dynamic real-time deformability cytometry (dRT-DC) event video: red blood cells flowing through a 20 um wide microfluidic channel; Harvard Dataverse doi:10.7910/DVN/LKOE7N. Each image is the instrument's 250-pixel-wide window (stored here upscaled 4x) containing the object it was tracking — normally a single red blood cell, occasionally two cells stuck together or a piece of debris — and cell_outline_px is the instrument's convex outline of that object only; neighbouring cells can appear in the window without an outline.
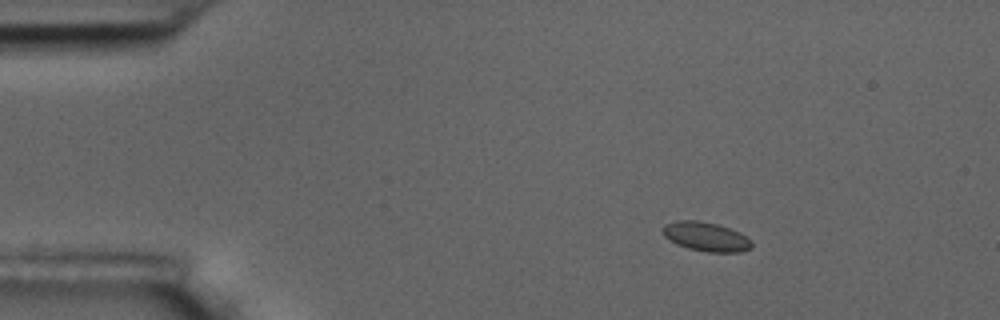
{"species": "common noctule bat (a hibernating species)", "species_latin": "Nyctalus noctula", "temperature_condition": "room temperature", "stored_images_in_passage": 50, "camera_frame_rate_fps": 3000, "um_per_image_px": 0.085, "animal": {"sex": "male", "body_mass_g": 17.5, "forearm_length_mm": 52.3}, "frame": {"image": 1, "passage_image": 1, "time_ms": 0.0, "image_size_px": [1000, 320], "cell_outline_px": [[752, 248], [740, 252], [708, 252], [688, 248], [676, 244], [664, 236], [664, 224], [676, 220], [696, 220], [716, 224], [740, 232], [752, 240]], "centroid_in_image_um": [60.03, 20.12], "position_along_channel_um": 25.0, "area_um2": 15.09}}
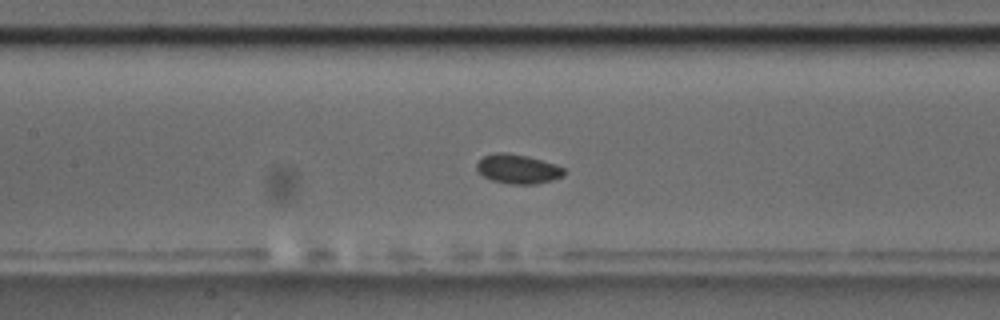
{"frame": {"image": 2, "passage_image": 19, "time_ms": 6.0, "image_size_px": [1000, 320], "cell_outline_px": [[564, 176], [552, 180], [536, 184], [508, 184], [492, 180], [484, 176], [476, 168], [476, 164], [484, 156], [496, 152], [508, 152], [528, 156], [564, 168]], "centroid_in_image_um": [44.0, 14.36], "position_along_channel_um": 163.4, "area_um2": 14.8}}
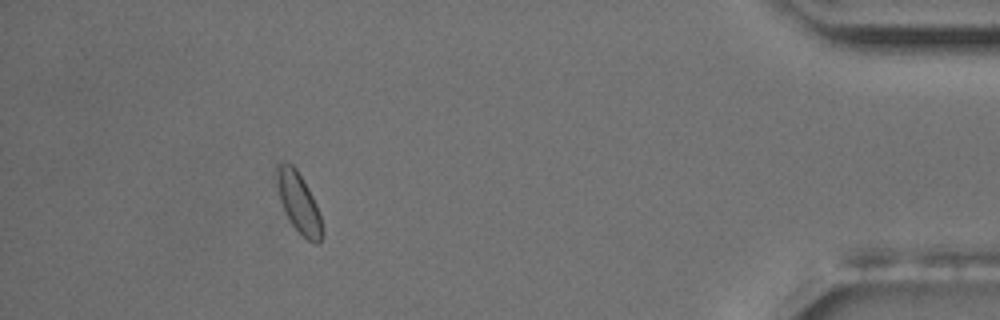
{"frame": {"image": 3, "passage_image": 45, "time_ms": 14.667, "image_size_px": [1000, 320], "cell_outline_px": [[324, 236], [320, 244], [316, 244], [308, 240], [292, 224], [280, 200], [276, 184], [276, 164], [292, 164], [296, 168], [308, 188], [316, 204], [324, 228]], "centroid_in_image_um": [25.42, 17.26], "position_along_channel_um": 409.8, "area_um2": 15.72}}